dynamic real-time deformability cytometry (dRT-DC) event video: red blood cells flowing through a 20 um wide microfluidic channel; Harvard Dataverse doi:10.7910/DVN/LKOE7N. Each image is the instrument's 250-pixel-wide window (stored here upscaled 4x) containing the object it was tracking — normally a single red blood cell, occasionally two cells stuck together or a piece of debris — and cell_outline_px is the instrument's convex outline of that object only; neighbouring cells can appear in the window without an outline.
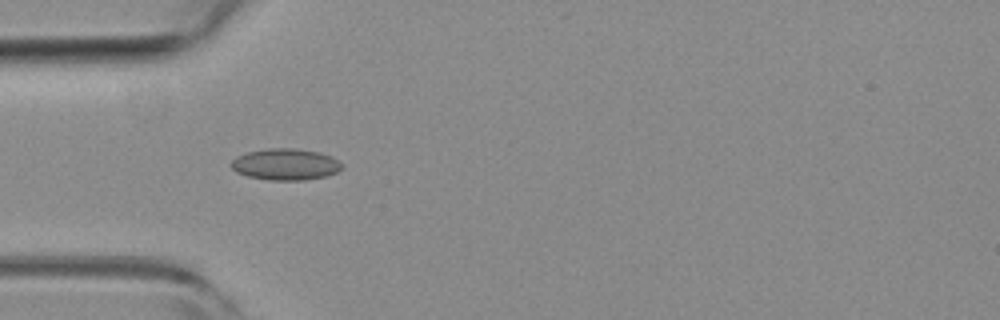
{"species": "common noctule bat (a hibernating species)", "species_latin": "Nyctalus noctula", "temperature_condition": "room temperature", "stored_images_in_passage": 5, "camera_frame_rate_fps": 3000, "um_per_image_px": 0.085, "animal": {"sex": "female", "body_mass_g": 19.3, "forearm_length_mm": 54.1}, "frame": {"image": 1, "passage_image": 5, "time_ms": 1.333, "image_size_px": [1000, 320], "cell_outline_px": [[344, 168], [328, 176], [304, 180], [268, 180], [248, 176], [236, 172], [228, 164], [236, 156], [248, 152], [268, 148], [296, 148], [320, 152], [332, 156], [344, 164]], "centroid_in_image_um": [24.29, 13.97], "position_along_channel_um": 60.7, "area_um2": 20.63}}